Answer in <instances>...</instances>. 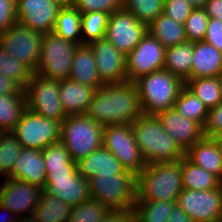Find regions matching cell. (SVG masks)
<instances>
[{"label":"cell","mask_w":222,"mask_h":222,"mask_svg":"<svg viewBox=\"0 0 222 222\" xmlns=\"http://www.w3.org/2000/svg\"><path fill=\"white\" fill-rule=\"evenodd\" d=\"M22 148L17 138L11 132L4 133L0 138V174L4 178H8L11 175L14 162Z\"/></svg>","instance_id":"cell-38"},{"label":"cell","mask_w":222,"mask_h":222,"mask_svg":"<svg viewBox=\"0 0 222 222\" xmlns=\"http://www.w3.org/2000/svg\"><path fill=\"white\" fill-rule=\"evenodd\" d=\"M208 21L209 16L203 8H195L191 11L190 16L184 24L188 42L204 41Z\"/></svg>","instance_id":"cell-40"},{"label":"cell","mask_w":222,"mask_h":222,"mask_svg":"<svg viewBox=\"0 0 222 222\" xmlns=\"http://www.w3.org/2000/svg\"><path fill=\"white\" fill-rule=\"evenodd\" d=\"M123 8L148 26L163 13L164 0H123Z\"/></svg>","instance_id":"cell-37"},{"label":"cell","mask_w":222,"mask_h":222,"mask_svg":"<svg viewBox=\"0 0 222 222\" xmlns=\"http://www.w3.org/2000/svg\"><path fill=\"white\" fill-rule=\"evenodd\" d=\"M156 116L163 129L184 152L205 137L204 127L200 123L182 116L174 108Z\"/></svg>","instance_id":"cell-19"},{"label":"cell","mask_w":222,"mask_h":222,"mask_svg":"<svg viewBox=\"0 0 222 222\" xmlns=\"http://www.w3.org/2000/svg\"><path fill=\"white\" fill-rule=\"evenodd\" d=\"M182 186L187 190H213L222 182L213 174L190 162L185 156L181 159Z\"/></svg>","instance_id":"cell-28"},{"label":"cell","mask_w":222,"mask_h":222,"mask_svg":"<svg viewBox=\"0 0 222 222\" xmlns=\"http://www.w3.org/2000/svg\"><path fill=\"white\" fill-rule=\"evenodd\" d=\"M176 201H136L132 222H168Z\"/></svg>","instance_id":"cell-33"},{"label":"cell","mask_w":222,"mask_h":222,"mask_svg":"<svg viewBox=\"0 0 222 222\" xmlns=\"http://www.w3.org/2000/svg\"><path fill=\"white\" fill-rule=\"evenodd\" d=\"M78 46L72 41L63 39L53 31L44 33L40 60L35 73L53 80L68 78Z\"/></svg>","instance_id":"cell-7"},{"label":"cell","mask_w":222,"mask_h":222,"mask_svg":"<svg viewBox=\"0 0 222 222\" xmlns=\"http://www.w3.org/2000/svg\"><path fill=\"white\" fill-rule=\"evenodd\" d=\"M95 57L98 75L104 84L127 81L126 55L116 49L107 39L88 44Z\"/></svg>","instance_id":"cell-18"},{"label":"cell","mask_w":222,"mask_h":222,"mask_svg":"<svg viewBox=\"0 0 222 222\" xmlns=\"http://www.w3.org/2000/svg\"><path fill=\"white\" fill-rule=\"evenodd\" d=\"M77 173L90 180L113 174H135L126 170L120 161L103 146L76 162Z\"/></svg>","instance_id":"cell-20"},{"label":"cell","mask_w":222,"mask_h":222,"mask_svg":"<svg viewBox=\"0 0 222 222\" xmlns=\"http://www.w3.org/2000/svg\"><path fill=\"white\" fill-rule=\"evenodd\" d=\"M91 199L109 210L133 212L137 200V175L113 174L89 180Z\"/></svg>","instance_id":"cell-6"},{"label":"cell","mask_w":222,"mask_h":222,"mask_svg":"<svg viewBox=\"0 0 222 222\" xmlns=\"http://www.w3.org/2000/svg\"><path fill=\"white\" fill-rule=\"evenodd\" d=\"M21 222H38V221L32 215V216H28L26 218H22Z\"/></svg>","instance_id":"cell-54"},{"label":"cell","mask_w":222,"mask_h":222,"mask_svg":"<svg viewBox=\"0 0 222 222\" xmlns=\"http://www.w3.org/2000/svg\"><path fill=\"white\" fill-rule=\"evenodd\" d=\"M142 114L137 85L128 81L96 89L86 113L102 126L132 124Z\"/></svg>","instance_id":"cell-1"},{"label":"cell","mask_w":222,"mask_h":222,"mask_svg":"<svg viewBox=\"0 0 222 222\" xmlns=\"http://www.w3.org/2000/svg\"><path fill=\"white\" fill-rule=\"evenodd\" d=\"M62 7L54 0H16V19L29 29L52 32Z\"/></svg>","instance_id":"cell-17"},{"label":"cell","mask_w":222,"mask_h":222,"mask_svg":"<svg viewBox=\"0 0 222 222\" xmlns=\"http://www.w3.org/2000/svg\"><path fill=\"white\" fill-rule=\"evenodd\" d=\"M220 148L221 155H222V140H215Z\"/></svg>","instance_id":"cell-56"},{"label":"cell","mask_w":222,"mask_h":222,"mask_svg":"<svg viewBox=\"0 0 222 222\" xmlns=\"http://www.w3.org/2000/svg\"><path fill=\"white\" fill-rule=\"evenodd\" d=\"M110 14L104 12H90L82 14L81 45L104 39Z\"/></svg>","instance_id":"cell-35"},{"label":"cell","mask_w":222,"mask_h":222,"mask_svg":"<svg viewBox=\"0 0 222 222\" xmlns=\"http://www.w3.org/2000/svg\"><path fill=\"white\" fill-rule=\"evenodd\" d=\"M3 134L4 132L0 129V138L2 137Z\"/></svg>","instance_id":"cell-58"},{"label":"cell","mask_w":222,"mask_h":222,"mask_svg":"<svg viewBox=\"0 0 222 222\" xmlns=\"http://www.w3.org/2000/svg\"><path fill=\"white\" fill-rule=\"evenodd\" d=\"M102 146L110 151L126 170L136 175L147 166L131 124L104 126Z\"/></svg>","instance_id":"cell-9"},{"label":"cell","mask_w":222,"mask_h":222,"mask_svg":"<svg viewBox=\"0 0 222 222\" xmlns=\"http://www.w3.org/2000/svg\"><path fill=\"white\" fill-rule=\"evenodd\" d=\"M62 122L48 119L26 109L11 133L23 148L42 151L61 140Z\"/></svg>","instance_id":"cell-8"},{"label":"cell","mask_w":222,"mask_h":222,"mask_svg":"<svg viewBox=\"0 0 222 222\" xmlns=\"http://www.w3.org/2000/svg\"><path fill=\"white\" fill-rule=\"evenodd\" d=\"M109 211L99 201L89 199L72 208L68 222H100Z\"/></svg>","instance_id":"cell-39"},{"label":"cell","mask_w":222,"mask_h":222,"mask_svg":"<svg viewBox=\"0 0 222 222\" xmlns=\"http://www.w3.org/2000/svg\"><path fill=\"white\" fill-rule=\"evenodd\" d=\"M195 8H203L208 0H187Z\"/></svg>","instance_id":"cell-52"},{"label":"cell","mask_w":222,"mask_h":222,"mask_svg":"<svg viewBox=\"0 0 222 222\" xmlns=\"http://www.w3.org/2000/svg\"><path fill=\"white\" fill-rule=\"evenodd\" d=\"M27 109L25 91L19 94L0 95V129L11 132Z\"/></svg>","instance_id":"cell-31"},{"label":"cell","mask_w":222,"mask_h":222,"mask_svg":"<svg viewBox=\"0 0 222 222\" xmlns=\"http://www.w3.org/2000/svg\"><path fill=\"white\" fill-rule=\"evenodd\" d=\"M193 9L187 0H164L163 13L183 25Z\"/></svg>","instance_id":"cell-43"},{"label":"cell","mask_w":222,"mask_h":222,"mask_svg":"<svg viewBox=\"0 0 222 222\" xmlns=\"http://www.w3.org/2000/svg\"><path fill=\"white\" fill-rule=\"evenodd\" d=\"M137 85L142 112L157 115L172 109L185 82L166 69L154 71L134 82Z\"/></svg>","instance_id":"cell-4"},{"label":"cell","mask_w":222,"mask_h":222,"mask_svg":"<svg viewBox=\"0 0 222 222\" xmlns=\"http://www.w3.org/2000/svg\"><path fill=\"white\" fill-rule=\"evenodd\" d=\"M222 129V102L209 110L208 119L204 127L205 137L212 138Z\"/></svg>","instance_id":"cell-46"},{"label":"cell","mask_w":222,"mask_h":222,"mask_svg":"<svg viewBox=\"0 0 222 222\" xmlns=\"http://www.w3.org/2000/svg\"><path fill=\"white\" fill-rule=\"evenodd\" d=\"M166 47L148 32L139 44L126 55L127 81L139 78L164 68Z\"/></svg>","instance_id":"cell-14"},{"label":"cell","mask_w":222,"mask_h":222,"mask_svg":"<svg viewBox=\"0 0 222 222\" xmlns=\"http://www.w3.org/2000/svg\"><path fill=\"white\" fill-rule=\"evenodd\" d=\"M0 211H2V213H3V214L0 213V215H1L0 216V222H10V221H12L13 219L16 218L15 215L8 208L4 207L1 204H0ZM5 212H7L10 215L5 216V214H4Z\"/></svg>","instance_id":"cell-51"},{"label":"cell","mask_w":222,"mask_h":222,"mask_svg":"<svg viewBox=\"0 0 222 222\" xmlns=\"http://www.w3.org/2000/svg\"><path fill=\"white\" fill-rule=\"evenodd\" d=\"M59 80L48 79L33 73L25 86L27 109L59 122L67 117L60 101Z\"/></svg>","instance_id":"cell-10"},{"label":"cell","mask_w":222,"mask_h":222,"mask_svg":"<svg viewBox=\"0 0 222 222\" xmlns=\"http://www.w3.org/2000/svg\"><path fill=\"white\" fill-rule=\"evenodd\" d=\"M191 79L222 76V52L205 41L193 43Z\"/></svg>","instance_id":"cell-24"},{"label":"cell","mask_w":222,"mask_h":222,"mask_svg":"<svg viewBox=\"0 0 222 222\" xmlns=\"http://www.w3.org/2000/svg\"><path fill=\"white\" fill-rule=\"evenodd\" d=\"M182 190L181 159L151 163L137 175L136 201H177Z\"/></svg>","instance_id":"cell-3"},{"label":"cell","mask_w":222,"mask_h":222,"mask_svg":"<svg viewBox=\"0 0 222 222\" xmlns=\"http://www.w3.org/2000/svg\"><path fill=\"white\" fill-rule=\"evenodd\" d=\"M72 6L81 14L99 11L111 15L123 8V0H73Z\"/></svg>","instance_id":"cell-42"},{"label":"cell","mask_w":222,"mask_h":222,"mask_svg":"<svg viewBox=\"0 0 222 222\" xmlns=\"http://www.w3.org/2000/svg\"><path fill=\"white\" fill-rule=\"evenodd\" d=\"M55 2H58L59 4L63 6H71L73 3V0H54Z\"/></svg>","instance_id":"cell-53"},{"label":"cell","mask_w":222,"mask_h":222,"mask_svg":"<svg viewBox=\"0 0 222 222\" xmlns=\"http://www.w3.org/2000/svg\"><path fill=\"white\" fill-rule=\"evenodd\" d=\"M185 157L193 164L215 175L222 182V155L217 142L204 137L185 151Z\"/></svg>","instance_id":"cell-23"},{"label":"cell","mask_w":222,"mask_h":222,"mask_svg":"<svg viewBox=\"0 0 222 222\" xmlns=\"http://www.w3.org/2000/svg\"><path fill=\"white\" fill-rule=\"evenodd\" d=\"M173 108L182 116L195 120L205 127L209 110L203 102L185 86L181 89Z\"/></svg>","instance_id":"cell-34"},{"label":"cell","mask_w":222,"mask_h":222,"mask_svg":"<svg viewBox=\"0 0 222 222\" xmlns=\"http://www.w3.org/2000/svg\"><path fill=\"white\" fill-rule=\"evenodd\" d=\"M103 129L86 114L67 116L62 122L60 142L77 162L102 147Z\"/></svg>","instance_id":"cell-5"},{"label":"cell","mask_w":222,"mask_h":222,"mask_svg":"<svg viewBox=\"0 0 222 222\" xmlns=\"http://www.w3.org/2000/svg\"><path fill=\"white\" fill-rule=\"evenodd\" d=\"M100 222H132V212L124 210H110Z\"/></svg>","instance_id":"cell-48"},{"label":"cell","mask_w":222,"mask_h":222,"mask_svg":"<svg viewBox=\"0 0 222 222\" xmlns=\"http://www.w3.org/2000/svg\"><path fill=\"white\" fill-rule=\"evenodd\" d=\"M22 90L14 80L0 74V95L19 94Z\"/></svg>","instance_id":"cell-47"},{"label":"cell","mask_w":222,"mask_h":222,"mask_svg":"<svg viewBox=\"0 0 222 222\" xmlns=\"http://www.w3.org/2000/svg\"><path fill=\"white\" fill-rule=\"evenodd\" d=\"M60 101L66 116L86 114L96 89L66 78L59 80Z\"/></svg>","instance_id":"cell-22"},{"label":"cell","mask_w":222,"mask_h":222,"mask_svg":"<svg viewBox=\"0 0 222 222\" xmlns=\"http://www.w3.org/2000/svg\"><path fill=\"white\" fill-rule=\"evenodd\" d=\"M45 170L65 168V166H76L72 161L66 147L58 142L47 146L42 150Z\"/></svg>","instance_id":"cell-41"},{"label":"cell","mask_w":222,"mask_h":222,"mask_svg":"<svg viewBox=\"0 0 222 222\" xmlns=\"http://www.w3.org/2000/svg\"><path fill=\"white\" fill-rule=\"evenodd\" d=\"M44 191L74 207L91 199L89 180L77 173L76 166L48 169Z\"/></svg>","instance_id":"cell-12"},{"label":"cell","mask_w":222,"mask_h":222,"mask_svg":"<svg viewBox=\"0 0 222 222\" xmlns=\"http://www.w3.org/2000/svg\"><path fill=\"white\" fill-rule=\"evenodd\" d=\"M72 208L61 199L43 190L33 217L38 222H68Z\"/></svg>","instance_id":"cell-29"},{"label":"cell","mask_w":222,"mask_h":222,"mask_svg":"<svg viewBox=\"0 0 222 222\" xmlns=\"http://www.w3.org/2000/svg\"><path fill=\"white\" fill-rule=\"evenodd\" d=\"M43 41V33L16 22L0 34V46L34 73L37 69Z\"/></svg>","instance_id":"cell-11"},{"label":"cell","mask_w":222,"mask_h":222,"mask_svg":"<svg viewBox=\"0 0 222 222\" xmlns=\"http://www.w3.org/2000/svg\"><path fill=\"white\" fill-rule=\"evenodd\" d=\"M212 138L214 140H222V129H220Z\"/></svg>","instance_id":"cell-55"},{"label":"cell","mask_w":222,"mask_h":222,"mask_svg":"<svg viewBox=\"0 0 222 222\" xmlns=\"http://www.w3.org/2000/svg\"><path fill=\"white\" fill-rule=\"evenodd\" d=\"M168 222H193V219L176 204L170 213Z\"/></svg>","instance_id":"cell-50"},{"label":"cell","mask_w":222,"mask_h":222,"mask_svg":"<svg viewBox=\"0 0 222 222\" xmlns=\"http://www.w3.org/2000/svg\"><path fill=\"white\" fill-rule=\"evenodd\" d=\"M33 73L27 65L5 52L0 46V74L14 80L24 90Z\"/></svg>","instance_id":"cell-36"},{"label":"cell","mask_w":222,"mask_h":222,"mask_svg":"<svg viewBox=\"0 0 222 222\" xmlns=\"http://www.w3.org/2000/svg\"><path fill=\"white\" fill-rule=\"evenodd\" d=\"M203 9L209 18L222 21V0H208Z\"/></svg>","instance_id":"cell-49"},{"label":"cell","mask_w":222,"mask_h":222,"mask_svg":"<svg viewBox=\"0 0 222 222\" xmlns=\"http://www.w3.org/2000/svg\"><path fill=\"white\" fill-rule=\"evenodd\" d=\"M131 125L147 165L175 162L185 156V152L163 129L156 115L142 114Z\"/></svg>","instance_id":"cell-2"},{"label":"cell","mask_w":222,"mask_h":222,"mask_svg":"<svg viewBox=\"0 0 222 222\" xmlns=\"http://www.w3.org/2000/svg\"><path fill=\"white\" fill-rule=\"evenodd\" d=\"M176 204L193 222H222V184L213 190L183 189Z\"/></svg>","instance_id":"cell-13"},{"label":"cell","mask_w":222,"mask_h":222,"mask_svg":"<svg viewBox=\"0 0 222 222\" xmlns=\"http://www.w3.org/2000/svg\"><path fill=\"white\" fill-rule=\"evenodd\" d=\"M204 41L222 52V21L209 18Z\"/></svg>","instance_id":"cell-45"},{"label":"cell","mask_w":222,"mask_h":222,"mask_svg":"<svg viewBox=\"0 0 222 222\" xmlns=\"http://www.w3.org/2000/svg\"><path fill=\"white\" fill-rule=\"evenodd\" d=\"M146 34L147 26L122 8L109 16L105 39L127 55L132 52Z\"/></svg>","instance_id":"cell-15"},{"label":"cell","mask_w":222,"mask_h":222,"mask_svg":"<svg viewBox=\"0 0 222 222\" xmlns=\"http://www.w3.org/2000/svg\"><path fill=\"white\" fill-rule=\"evenodd\" d=\"M81 19L79 10L71 6H63L56 18L53 32L65 40L81 45Z\"/></svg>","instance_id":"cell-32"},{"label":"cell","mask_w":222,"mask_h":222,"mask_svg":"<svg viewBox=\"0 0 222 222\" xmlns=\"http://www.w3.org/2000/svg\"><path fill=\"white\" fill-rule=\"evenodd\" d=\"M147 32L166 48L188 42L185 26L164 13L147 26Z\"/></svg>","instance_id":"cell-26"},{"label":"cell","mask_w":222,"mask_h":222,"mask_svg":"<svg viewBox=\"0 0 222 222\" xmlns=\"http://www.w3.org/2000/svg\"><path fill=\"white\" fill-rule=\"evenodd\" d=\"M42 192V188L26 181L5 178L0 185V204L8 208L15 217L26 218L33 215Z\"/></svg>","instance_id":"cell-16"},{"label":"cell","mask_w":222,"mask_h":222,"mask_svg":"<svg viewBox=\"0 0 222 222\" xmlns=\"http://www.w3.org/2000/svg\"><path fill=\"white\" fill-rule=\"evenodd\" d=\"M185 87L196 95L208 110L222 102L221 77L189 79L185 81Z\"/></svg>","instance_id":"cell-30"},{"label":"cell","mask_w":222,"mask_h":222,"mask_svg":"<svg viewBox=\"0 0 222 222\" xmlns=\"http://www.w3.org/2000/svg\"><path fill=\"white\" fill-rule=\"evenodd\" d=\"M16 22V0H0V34Z\"/></svg>","instance_id":"cell-44"},{"label":"cell","mask_w":222,"mask_h":222,"mask_svg":"<svg viewBox=\"0 0 222 222\" xmlns=\"http://www.w3.org/2000/svg\"><path fill=\"white\" fill-rule=\"evenodd\" d=\"M193 43L186 42L166 48L164 69L184 82L191 79Z\"/></svg>","instance_id":"cell-27"},{"label":"cell","mask_w":222,"mask_h":222,"mask_svg":"<svg viewBox=\"0 0 222 222\" xmlns=\"http://www.w3.org/2000/svg\"><path fill=\"white\" fill-rule=\"evenodd\" d=\"M68 78L95 89L104 85L98 75L94 53L88 44L77 47Z\"/></svg>","instance_id":"cell-25"},{"label":"cell","mask_w":222,"mask_h":222,"mask_svg":"<svg viewBox=\"0 0 222 222\" xmlns=\"http://www.w3.org/2000/svg\"><path fill=\"white\" fill-rule=\"evenodd\" d=\"M44 165L42 151L22 148L8 178L26 181L44 190L47 181Z\"/></svg>","instance_id":"cell-21"},{"label":"cell","mask_w":222,"mask_h":222,"mask_svg":"<svg viewBox=\"0 0 222 222\" xmlns=\"http://www.w3.org/2000/svg\"><path fill=\"white\" fill-rule=\"evenodd\" d=\"M21 221H22V218L16 217L15 219H13V220L10 221V222H21Z\"/></svg>","instance_id":"cell-57"}]
</instances>
